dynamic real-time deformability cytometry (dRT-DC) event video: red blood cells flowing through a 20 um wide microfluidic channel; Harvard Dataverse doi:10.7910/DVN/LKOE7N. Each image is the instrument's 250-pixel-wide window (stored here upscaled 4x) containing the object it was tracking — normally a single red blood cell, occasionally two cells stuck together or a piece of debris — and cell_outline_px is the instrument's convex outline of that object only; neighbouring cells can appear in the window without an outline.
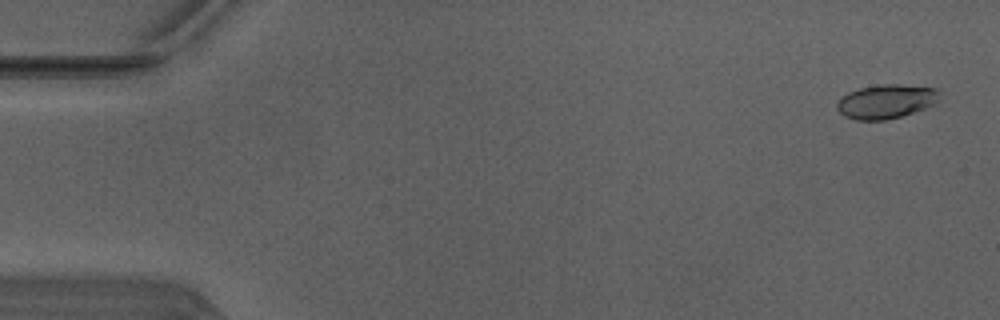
{"species": "Egyptian fruit bat (a non-hibernating species)", "species_latin": "Rousettus aegyptiacus", "temperature_condition": "warm", "stored_images_in_passage": 15, "camera_frame_rate_fps": 3000, "um_per_image_px": 0.085, "animal": {"sex": "male"}, "frame": {"image": 1, "passage_image": 1, "time_ms": 0.0, "image_size_px": [1000, 320], "cell_outline_px": [[940, 100], [936, 104], [888, 120], [856, 120], [844, 116], [836, 108], [836, 104], [848, 92], [860, 88], [880, 84], [896, 84], [936, 88]], "centroid_in_image_um": [75.32, 8.63], "position_along_channel_um": 9.7, "area_um2": 20.23}}
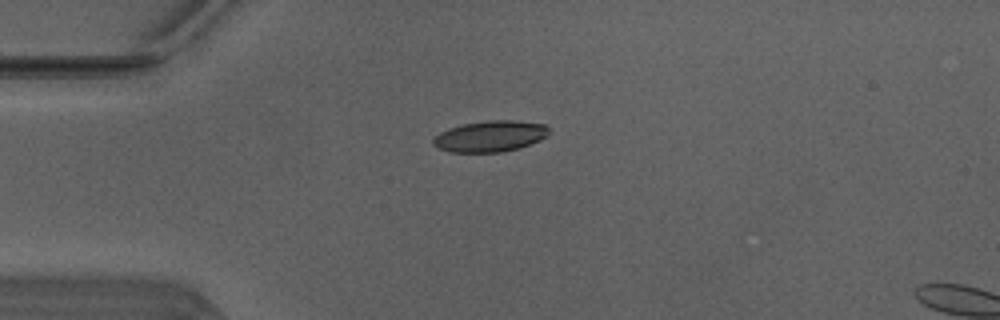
{"frame": {"image": 2, "passage_image": 12, "time_ms": 3.667, "image_size_px": [1000, 320], "cell_outline_px": [[548, 136], [540, 140], [520, 148], [500, 152], [448, 152], [432, 144], [432, 140], [440, 132], [448, 128], [460, 124], [488, 120], [512, 120], [544, 124], [548, 128]], "centroid_in_image_um": [41.65, 11.58], "position_along_channel_um": 43.3, "area_um2": 21.04}}